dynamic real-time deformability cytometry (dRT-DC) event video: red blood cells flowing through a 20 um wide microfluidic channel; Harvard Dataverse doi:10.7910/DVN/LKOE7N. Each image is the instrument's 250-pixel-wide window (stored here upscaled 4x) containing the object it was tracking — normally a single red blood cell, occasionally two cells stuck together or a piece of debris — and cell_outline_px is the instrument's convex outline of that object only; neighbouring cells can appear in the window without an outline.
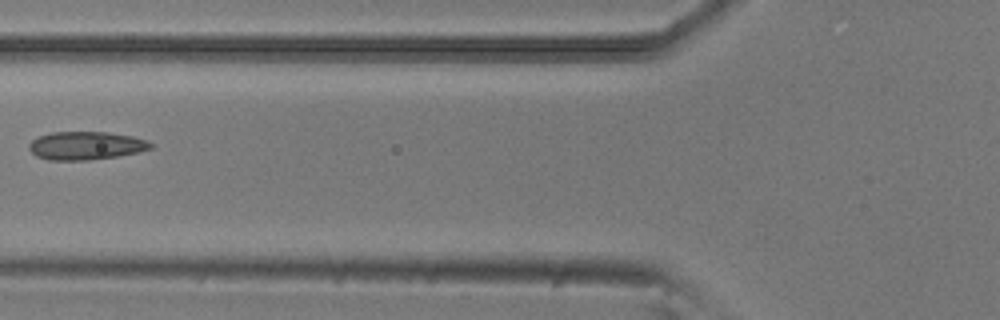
{"species": "common noctule bat (a hibernating species)", "species_latin": "Nyctalus noctula", "temperature_condition": "room temperature", "stored_images_in_passage": 3, "camera_frame_rate_fps": 3000, "um_per_image_px": 0.085, "animal": {"sex": "male", "body_mass_g": 20.5, "forearm_length_mm": 52.5}, "frame": {"image": 1, "passage_image": 2, "time_ms": 0.333, "image_size_px": [1000, 320], "cell_outline_px": [[152, 148], [140, 152], [116, 156], [88, 160], [48, 160], [36, 156], [28, 148], [28, 144], [32, 140], [40, 136], [52, 132], [108, 132], [132, 136], [148, 140], [152, 144]], "centroid_in_image_um": [7.31, 12.38], "position_along_channel_um": 118.5, "area_um2": 20.0}}
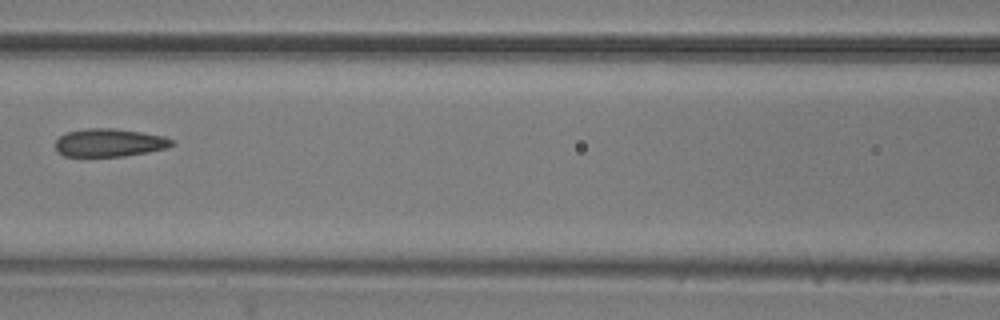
{"frame": {"image": 2, "passage_image": 3, "time_ms": 0.667, "image_size_px": [1000, 320], "cell_outline_px": [[176, 144], [164, 148], [148, 152], [124, 156], [64, 156], [56, 152], [56, 140], [60, 136], [68, 132], [88, 128], [112, 128], [140, 132], [164, 136], [172, 140]], "centroid_in_image_um": [9.28, 12.13], "position_along_channel_um": 157.3, "area_um2": 18.9}}